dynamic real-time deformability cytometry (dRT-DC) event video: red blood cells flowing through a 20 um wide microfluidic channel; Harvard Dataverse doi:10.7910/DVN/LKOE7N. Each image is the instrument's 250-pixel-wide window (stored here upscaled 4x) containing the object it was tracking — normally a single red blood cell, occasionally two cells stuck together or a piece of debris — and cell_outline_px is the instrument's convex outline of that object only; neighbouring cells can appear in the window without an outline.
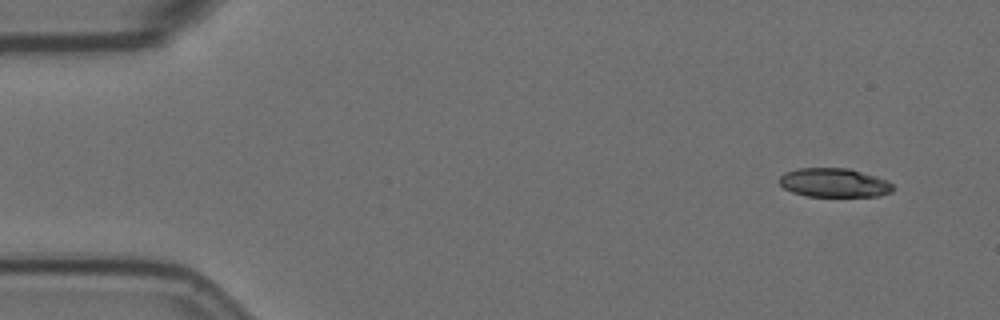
{"species": "Egyptian fruit bat (a non-hibernating species)", "species_latin": "Rousettus aegyptiacus", "temperature_condition": "room temperature", "stored_images_in_passage": 54, "camera_frame_rate_fps": 3000, "um_per_image_px": 0.085, "animal": {"sex": "female"}, "frame": {"image": 1, "passage_image": 1, "time_ms": 0.0, "image_size_px": [1000, 320], "cell_outline_px": [[896, 188], [892, 192], [880, 196], [804, 196], [792, 192], [784, 188], [780, 184], [780, 176], [784, 172], [796, 168], [848, 168], [888, 180]], "centroid_in_image_um": [70.91, 15.53], "position_along_channel_um": 14.1, "area_um2": 19.31}}
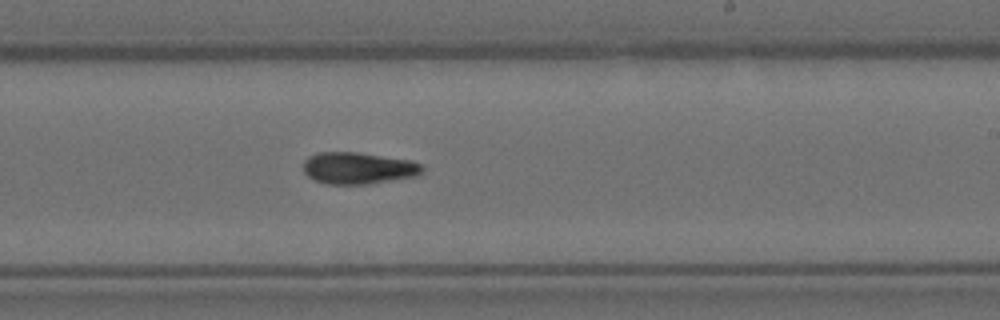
{"frame": {"image": 2, "passage_image": 31, "time_ms": 10.0, "image_size_px": [1000, 320], "cell_outline_px": [[424, 172], [416, 176], [368, 184], [324, 184], [308, 176], [304, 172], [304, 160], [308, 156], [320, 152], [356, 152], [412, 160], [420, 164], [424, 168]], "centroid_in_image_um": [30.46, 14.29], "position_along_channel_um": 258.5, "area_um2": 22.08}}
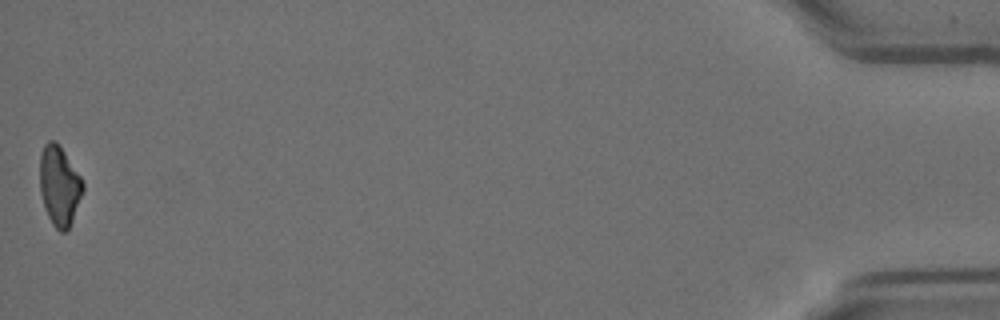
{"frame": {"image": 3, "passage_image": 54, "time_ms": 17.667, "image_size_px": [1000, 320], "cell_outline_px": [[84, 188], [72, 220], [68, 228], [64, 232], [60, 232], [52, 224], [48, 216], [40, 192], [40, 156], [44, 144], [48, 140], [56, 140], [80, 176], [84, 184]], "centroid_in_image_um": [5.03, 15.77], "position_along_channel_um": 430.2, "area_um2": 19.71}, "authors_computed_cell_mechanics": {"area_um2": 21.386, "velocity_mm_per_s": 3.5287, "shape_relaxation_time_tau1_ms": null, "shape_relaxation_time_tau2_ms": 9.0081, "deformation_change_tau1": null, "deformation_change_tau2": 0.1644}}